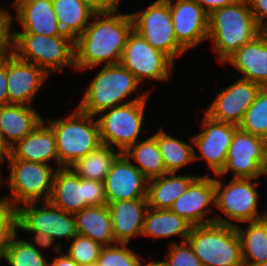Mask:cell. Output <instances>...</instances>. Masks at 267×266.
I'll use <instances>...</instances> for the list:
<instances>
[{
  "instance_id": "obj_1",
  "label": "cell",
  "mask_w": 267,
  "mask_h": 266,
  "mask_svg": "<svg viewBox=\"0 0 267 266\" xmlns=\"http://www.w3.org/2000/svg\"><path fill=\"white\" fill-rule=\"evenodd\" d=\"M133 30L131 13L96 12L74 41L75 71L120 63L128 35Z\"/></svg>"
},
{
  "instance_id": "obj_2",
  "label": "cell",
  "mask_w": 267,
  "mask_h": 266,
  "mask_svg": "<svg viewBox=\"0 0 267 266\" xmlns=\"http://www.w3.org/2000/svg\"><path fill=\"white\" fill-rule=\"evenodd\" d=\"M85 70L96 73V76L89 80L82 98L76 105L85 113L96 116L115 106L138 100H150L151 89L140 88L143 86L134 74L120 64L96 66Z\"/></svg>"
},
{
  "instance_id": "obj_3",
  "label": "cell",
  "mask_w": 267,
  "mask_h": 266,
  "mask_svg": "<svg viewBox=\"0 0 267 266\" xmlns=\"http://www.w3.org/2000/svg\"><path fill=\"white\" fill-rule=\"evenodd\" d=\"M264 29L257 23L247 0L214 10L208 16V40L219 65Z\"/></svg>"
},
{
  "instance_id": "obj_4",
  "label": "cell",
  "mask_w": 267,
  "mask_h": 266,
  "mask_svg": "<svg viewBox=\"0 0 267 266\" xmlns=\"http://www.w3.org/2000/svg\"><path fill=\"white\" fill-rule=\"evenodd\" d=\"M224 179L225 177L214 175L215 208L223 214L215 211L216 223L236 227L266 217V208L259 209L261 193L258 187L261 178L231 177L227 183Z\"/></svg>"
},
{
  "instance_id": "obj_5",
  "label": "cell",
  "mask_w": 267,
  "mask_h": 266,
  "mask_svg": "<svg viewBox=\"0 0 267 266\" xmlns=\"http://www.w3.org/2000/svg\"><path fill=\"white\" fill-rule=\"evenodd\" d=\"M72 110L60 118H43L55 134L59 168L70 167L102 145L96 116L77 106Z\"/></svg>"
},
{
  "instance_id": "obj_6",
  "label": "cell",
  "mask_w": 267,
  "mask_h": 266,
  "mask_svg": "<svg viewBox=\"0 0 267 266\" xmlns=\"http://www.w3.org/2000/svg\"><path fill=\"white\" fill-rule=\"evenodd\" d=\"M11 52L39 66L50 76L60 75L67 68L75 71L74 40L68 35L12 33Z\"/></svg>"
},
{
  "instance_id": "obj_7",
  "label": "cell",
  "mask_w": 267,
  "mask_h": 266,
  "mask_svg": "<svg viewBox=\"0 0 267 266\" xmlns=\"http://www.w3.org/2000/svg\"><path fill=\"white\" fill-rule=\"evenodd\" d=\"M6 165L9 166L8 178L1 173V188L8 185L9 192L3 196L13 206L49 201L57 171L55 166L20 159H8Z\"/></svg>"
},
{
  "instance_id": "obj_8",
  "label": "cell",
  "mask_w": 267,
  "mask_h": 266,
  "mask_svg": "<svg viewBox=\"0 0 267 266\" xmlns=\"http://www.w3.org/2000/svg\"><path fill=\"white\" fill-rule=\"evenodd\" d=\"M186 241L203 266H244L235 226L216 222L192 226Z\"/></svg>"
},
{
  "instance_id": "obj_9",
  "label": "cell",
  "mask_w": 267,
  "mask_h": 266,
  "mask_svg": "<svg viewBox=\"0 0 267 266\" xmlns=\"http://www.w3.org/2000/svg\"><path fill=\"white\" fill-rule=\"evenodd\" d=\"M147 102L149 101L129 102L96 115L101 143L122 153L130 145L141 140L142 134H149L151 129H144Z\"/></svg>"
},
{
  "instance_id": "obj_10",
  "label": "cell",
  "mask_w": 267,
  "mask_h": 266,
  "mask_svg": "<svg viewBox=\"0 0 267 266\" xmlns=\"http://www.w3.org/2000/svg\"><path fill=\"white\" fill-rule=\"evenodd\" d=\"M130 13L133 30L153 48L166 54L175 64L176 60L187 53L176 39L168 0H154L144 9Z\"/></svg>"
},
{
  "instance_id": "obj_11",
  "label": "cell",
  "mask_w": 267,
  "mask_h": 266,
  "mask_svg": "<svg viewBox=\"0 0 267 266\" xmlns=\"http://www.w3.org/2000/svg\"><path fill=\"white\" fill-rule=\"evenodd\" d=\"M49 202L71 214L108 204L104 182L80 178L70 167L55 172Z\"/></svg>"
},
{
  "instance_id": "obj_12",
  "label": "cell",
  "mask_w": 267,
  "mask_h": 266,
  "mask_svg": "<svg viewBox=\"0 0 267 266\" xmlns=\"http://www.w3.org/2000/svg\"><path fill=\"white\" fill-rule=\"evenodd\" d=\"M119 64L131 71L142 86L147 81L168 82L175 67L166 54L153 48L135 30L128 35Z\"/></svg>"
},
{
  "instance_id": "obj_13",
  "label": "cell",
  "mask_w": 267,
  "mask_h": 266,
  "mask_svg": "<svg viewBox=\"0 0 267 266\" xmlns=\"http://www.w3.org/2000/svg\"><path fill=\"white\" fill-rule=\"evenodd\" d=\"M38 231L51 236L62 247L78 233L74 214L55 207L49 201L26 203L17 208V232Z\"/></svg>"
},
{
  "instance_id": "obj_14",
  "label": "cell",
  "mask_w": 267,
  "mask_h": 266,
  "mask_svg": "<svg viewBox=\"0 0 267 266\" xmlns=\"http://www.w3.org/2000/svg\"><path fill=\"white\" fill-rule=\"evenodd\" d=\"M199 126L200 131L191 135L194 144V161H205L207 169L210 170L207 175H218L226 164L228 149L238 126L214 120L205 113L200 119Z\"/></svg>"
},
{
  "instance_id": "obj_15",
  "label": "cell",
  "mask_w": 267,
  "mask_h": 266,
  "mask_svg": "<svg viewBox=\"0 0 267 266\" xmlns=\"http://www.w3.org/2000/svg\"><path fill=\"white\" fill-rule=\"evenodd\" d=\"M266 158L265 139L238 128L233 134L226 164L218 175L226 177L231 174L232 178H262L261 172Z\"/></svg>"
},
{
  "instance_id": "obj_16",
  "label": "cell",
  "mask_w": 267,
  "mask_h": 266,
  "mask_svg": "<svg viewBox=\"0 0 267 266\" xmlns=\"http://www.w3.org/2000/svg\"><path fill=\"white\" fill-rule=\"evenodd\" d=\"M231 82L217 91L202 113L214 120L238 126L262 86L239 77Z\"/></svg>"
},
{
  "instance_id": "obj_17",
  "label": "cell",
  "mask_w": 267,
  "mask_h": 266,
  "mask_svg": "<svg viewBox=\"0 0 267 266\" xmlns=\"http://www.w3.org/2000/svg\"><path fill=\"white\" fill-rule=\"evenodd\" d=\"M215 186L213 175H198L170 210L192 226L215 222ZM214 208V209H212Z\"/></svg>"
},
{
  "instance_id": "obj_18",
  "label": "cell",
  "mask_w": 267,
  "mask_h": 266,
  "mask_svg": "<svg viewBox=\"0 0 267 266\" xmlns=\"http://www.w3.org/2000/svg\"><path fill=\"white\" fill-rule=\"evenodd\" d=\"M174 33L188 52L208 40V14L195 0H168Z\"/></svg>"
},
{
  "instance_id": "obj_19",
  "label": "cell",
  "mask_w": 267,
  "mask_h": 266,
  "mask_svg": "<svg viewBox=\"0 0 267 266\" xmlns=\"http://www.w3.org/2000/svg\"><path fill=\"white\" fill-rule=\"evenodd\" d=\"M50 77L39 66L19 59L11 52L7 55L9 104L33 106V101L48 79L51 80Z\"/></svg>"
},
{
  "instance_id": "obj_20",
  "label": "cell",
  "mask_w": 267,
  "mask_h": 266,
  "mask_svg": "<svg viewBox=\"0 0 267 266\" xmlns=\"http://www.w3.org/2000/svg\"><path fill=\"white\" fill-rule=\"evenodd\" d=\"M107 202L147 199L148 179L121 153L104 180Z\"/></svg>"
},
{
  "instance_id": "obj_21",
  "label": "cell",
  "mask_w": 267,
  "mask_h": 266,
  "mask_svg": "<svg viewBox=\"0 0 267 266\" xmlns=\"http://www.w3.org/2000/svg\"><path fill=\"white\" fill-rule=\"evenodd\" d=\"M12 33H33L46 36L65 35L57 22L52 0H12ZM14 29V30H13Z\"/></svg>"
},
{
  "instance_id": "obj_22",
  "label": "cell",
  "mask_w": 267,
  "mask_h": 266,
  "mask_svg": "<svg viewBox=\"0 0 267 266\" xmlns=\"http://www.w3.org/2000/svg\"><path fill=\"white\" fill-rule=\"evenodd\" d=\"M240 72L239 78L267 87V32L264 30L252 41L241 46L222 64Z\"/></svg>"
},
{
  "instance_id": "obj_23",
  "label": "cell",
  "mask_w": 267,
  "mask_h": 266,
  "mask_svg": "<svg viewBox=\"0 0 267 266\" xmlns=\"http://www.w3.org/2000/svg\"><path fill=\"white\" fill-rule=\"evenodd\" d=\"M9 159L38 162L59 169L56 138L52 128L42 120L28 135L11 147Z\"/></svg>"
},
{
  "instance_id": "obj_24",
  "label": "cell",
  "mask_w": 267,
  "mask_h": 266,
  "mask_svg": "<svg viewBox=\"0 0 267 266\" xmlns=\"http://www.w3.org/2000/svg\"><path fill=\"white\" fill-rule=\"evenodd\" d=\"M107 206L116 243L129 244L132 239L142 236L145 215L149 208L147 199L114 201Z\"/></svg>"
},
{
  "instance_id": "obj_25",
  "label": "cell",
  "mask_w": 267,
  "mask_h": 266,
  "mask_svg": "<svg viewBox=\"0 0 267 266\" xmlns=\"http://www.w3.org/2000/svg\"><path fill=\"white\" fill-rule=\"evenodd\" d=\"M42 120L43 116L38 113L35 106H0V132L10 148L28 135Z\"/></svg>"
},
{
  "instance_id": "obj_26",
  "label": "cell",
  "mask_w": 267,
  "mask_h": 266,
  "mask_svg": "<svg viewBox=\"0 0 267 266\" xmlns=\"http://www.w3.org/2000/svg\"><path fill=\"white\" fill-rule=\"evenodd\" d=\"M192 225L184 218L178 216L170 209H152L148 208L142 238L171 239L180 237L179 242H185L189 236Z\"/></svg>"
},
{
  "instance_id": "obj_27",
  "label": "cell",
  "mask_w": 267,
  "mask_h": 266,
  "mask_svg": "<svg viewBox=\"0 0 267 266\" xmlns=\"http://www.w3.org/2000/svg\"><path fill=\"white\" fill-rule=\"evenodd\" d=\"M198 175L200 174L166 173L148 180V206L152 209H170L173 202L186 191Z\"/></svg>"
},
{
  "instance_id": "obj_28",
  "label": "cell",
  "mask_w": 267,
  "mask_h": 266,
  "mask_svg": "<svg viewBox=\"0 0 267 266\" xmlns=\"http://www.w3.org/2000/svg\"><path fill=\"white\" fill-rule=\"evenodd\" d=\"M77 233L102 246L116 244L112 218L107 205L89 206L74 214Z\"/></svg>"
},
{
  "instance_id": "obj_29",
  "label": "cell",
  "mask_w": 267,
  "mask_h": 266,
  "mask_svg": "<svg viewBox=\"0 0 267 266\" xmlns=\"http://www.w3.org/2000/svg\"><path fill=\"white\" fill-rule=\"evenodd\" d=\"M150 134L156 139L167 173H180L181 169L195 164L192 136L191 142H187L172 136L162 126Z\"/></svg>"
},
{
  "instance_id": "obj_30",
  "label": "cell",
  "mask_w": 267,
  "mask_h": 266,
  "mask_svg": "<svg viewBox=\"0 0 267 266\" xmlns=\"http://www.w3.org/2000/svg\"><path fill=\"white\" fill-rule=\"evenodd\" d=\"M57 22L63 34L74 41L89 25L96 11L86 0H52Z\"/></svg>"
},
{
  "instance_id": "obj_31",
  "label": "cell",
  "mask_w": 267,
  "mask_h": 266,
  "mask_svg": "<svg viewBox=\"0 0 267 266\" xmlns=\"http://www.w3.org/2000/svg\"><path fill=\"white\" fill-rule=\"evenodd\" d=\"M243 224L236 226L241 242L243 264L267 262V218Z\"/></svg>"
},
{
  "instance_id": "obj_32",
  "label": "cell",
  "mask_w": 267,
  "mask_h": 266,
  "mask_svg": "<svg viewBox=\"0 0 267 266\" xmlns=\"http://www.w3.org/2000/svg\"><path fill=\"white\" fill-rule=\"evenodd\" d=\"M148 179L167 173L156 139L149 133L147 137L130 145L122 152Z\"/></svg>"
},
{
  "instance_id": "obj_33",
  "label": "cell",
  "mask_w": 267,
  "mask_h": 266,
  "mask_svg": "<svg viewBox=\"0 0 267 266\" xmlns=\"http://www.w3.org/2000/svg\"><path fill=\"white\" fill-rule=\"evenodd\" d=\"M120 154L119 150L102 144L83 158L78 159L70 168L80 178L104 182L112 163Z\"/></svg>"
},
{
  "instance_id": "obj_34",
  "label": "cell",
  "mask_w": 267,
  "mask_h": 266,
  "mask_svg": "<svg viewBox=\"0 0 267 266\" xmlns=\"http://www.w3.org/2000/svg\"><path fill=\"white\" fill-rule=\"evenodd\" d=\"M19 235L20 233L16 232L11 237L1 261L3 259L8 266H49L48 255L31 246Z\"/></svg>"
},
{
  "instance_id": "obj_35",
  "label": "cell",
  "mask_w": 267,
  "mask_h": 266,
  "mask_svg": "<svg viewBox=\"0 0 267 266\" xmlns=\"http://www.w3.org/2000/svg\"><path fill=\"white\" fill-rule=\"evenodd\" d=\"M238 128L264 139L267 137V87L260 89Z\"/></svg>"
},
{
  "instance_id": "obj_36",
  "label": "cell",
  "mask_w": 267,
  "mask_h": 266,
  "mask_svg": "<svg viewBox=\"0 0 267 266\" xmlns=\"http://www.w3.org/2000/svg\"><path fill=\"white\" fill-rule=\"evenodd\" d=\"M130 244L116 243L103 246L97 266H142L146 261L142 255L129 247ZM143 259V260H142Z\"/></svg>"
},
{
  "instance_id": "obj_37",
  "label": "cell",
  "mask_w": 267,
  "mask_h": 266,
  "mask_svg": "<svg viewBox=\"0 0 267 266\" xmlns=\"http://www.w3.org/2000/svg\"><path fill=\"white\" fill-rule=\"evenodd\" d=\"M65 252L80 266L96 265L103 246L89 237L77 234L70 240Z\"/></svg>"
},
{
  "instance_id": "obj_38",
  "label": "cell",
  "mask_w": 267,
  "mask_h": 266,
  "mask_svg": "<svg viewBox=\"0 0 267 266\" xmlns=\"http://www.w3.org/2000/svg\"><path fill=\"white\" fill-rule=\"evenodd\" d=\"M165 259H158L161 266H203L187 241H171Z\"/></svg>"
},
{
  "instance_id": "obj_39",
  "label": "cell",
  "mask_w": 267,
  "mask_h": 266,
  "mask_svg": "<svg viewBox=\"0 0 267 266\" xmlns=\"http://www.w3.org/2000/svg\"><path fill=\"white\" fill-rule=\"evenodd\" d=\"M16 232L17 208L2 195L0 196V259L9 240Z\"/></svg>"
},
{
  "instance_id": "obj_40",
  "label": "cell",
  "mask_w": 267,
  "mask_h": 266,
  "mask_svg": "<svg viewBox=\"0 0 267 266\" xmlns=\"http://www.w3.org/2000/svg\"><path fill=\"white\" fill-rule=\"evenodd\" d=\"M12 14L9 9L0 6V58L11 53Z\"/></svg>"
},
{
  "instance_id": "obj_41",
  "label": "cell",
  "mask_w": 267,
  "mask_h": 266,
  "mask_svg": "<svg viewBox=\"0 0 267 266\" xmlns=\"http://www.w3.org/2000/svg\"><path fill=\"white\" fill-rule=\"evenodd\" d=\"M26 234H30L29 241L23 237L31 246L37 248L40 252L50 255L48 252L45 253L48 249L51 250V253H58L60 252L63 247H60L57 242L48 234L38 231H23ZM48 248V249H47ZM51 248V249H50ZM53 248V249H52ZM44 250V251H43ZM54 251V252H52Z\"/></svg>"
},
{
  "instance_id": "obj_42",
  "label": "cell",
  "mask_w": 267,
  "mask_h": 266,
  "mask_svg": "<svg viewBox=\"0 0 267 266\" xmlns=\"http://www.w3.org/2000/svg\"><path fill=\"white\" fill-rule=\"evenodd\" d=\"M257 23L265 30L267 28V0H247Z\"/></svg>"
},
{
  "instance_id": "obj_43",
  "label": "cell",
  "mask_w": 267,
  "mask_h": 266,
  "mask_svg": "<svg viewBox=\"0 0 267 266\" xmlns=\"http://www.w3.org/2000/svg\"><path fill=\"white\" fill-rule=\"evenodd\" d=\"M7 55L0 58V106L9 104L7 90Z\"/></svg>"
},
{
  "instance_id": "obj_44",
  "label": "cell",
  "mask_w": 267,
  "mask_h": 266,
  "mask_svg": "<svg viewBox=\"0 0 267 266\" xmlns=\"http://www.w3.org/2000/svg\"><path fill=\"white\" fill-rule=\"evenodd\" d=\"M96 12L120 11L122 0H86Z\"/></svg>"
},
{
  "instance_id": "obj_45",
  "label": "cell",
  "mask_w": 267,
  "mask_h": 266,
  "mask_svg": "<svg viewBox=\"0 0 267 266\" xmlns=\"http://www.w3.org/2000/svg\"><path fill=\"white\" fill-rule=\"evenodd\" d=\"M209 15L214 10L232 5L239 0H195Z\"/></svg>"
},
{
  "instance_id": "obj_46",
  "label": "cell",
  "mask_w": 267,
  "mask_h": 266,
  "mask_svg": "<svg viewBox=\"0 0 267 266\" xmlns=\"http://www.w3.org/2000/svg\"><path fill=\"white\" fill-rule=\"evenodd\" d=\"M64 248L56 253L53 258H49V266H80L74 259H72Z\"/></svg>"
},
{
  "instance_id": "obj_47",
  "label": "cell",
  "mask_w": 267,
  "mask_h": 266,
  "mask_svg": "<svg viewBox=\"0 0 267 266\" xmlns=\"http://www.w3.org/2000/svg\"><path fill=\"white\" fill-rule=\"evenodd\" d=\"M10 156H11V148L5 142L0 132V169L4 167L3 165L7 163Z\"/></svg>"
},
{
  "instance_id": "obj_48",
  "label": "cell",
  "mask_w": 267,
  "mask_h": 266,
  "mask_svg": "<svg viewBox=\"0 0 267 266\" xmlns=\"http://www.w3.org/2000/svg\"><path fill=\"white\" fill-rule=\"evenodd\" d=\"M151 257L153 256L150 255L149 258L150 260L146 259V261L142 264V266H161V264L157 260H153Z\"/></svg>"
},
{
  "instance_id": "obj_49",
  "label": "cell",
  "mask_w": 267,
  "mask_h": 266,
  "mask_svg": "<svg viewBox=\"0 0 267 266\" xmlns=\"http://www.w3.org/2000/svg\"><path fill=\"white\" fill-rule=\"evenodd\" d=\"M261 176L265 177L267 179V158H266V161L262 167Z\"/></svg>"
},
{
  "instance_id": "obj_50",
  "label": "cell",
  "mask_w": 267,
  "mask_h": 266,
  "mask_svg": "<svg viewBox=\"0 0 267 266\" xmlns=\"http://www.w3.org/2000/svg\"><path fill=\"white\" fill-rule=\"evenodd\" d=\"M244 266H267V262L260 263V264H244Z\"/></svg>"
},
{
  "instance_id": "obj_51",
  "label": "cell",
  "mask_w": 267,
  "mask_h": 266,
  "mask_svg": "<svg viewBox=\"0 0 267 266\" xmlns=\"http://www.w3.org/2000/svg\"><path fill=\"white\" fill-rule=\"evenodd\" d=\"M266 156H267V137L265 138Z\"/></svg>"
},
{
  "instance_id": "obj_52",
  "label": "cell",
  "mask_w": 267,
  "mask_h": 266,
  "mask_svg": "<svg viewBox=\"0 0 267 266\" xmlns=\"http://www.w3.org/2000/svg\"><path fill=\"white\" fill-rule=\"evenodd\" d=\"M3 172V170L0 169V190L2 189L1 188V173Z\"/></svg>"
}]
</instances>
